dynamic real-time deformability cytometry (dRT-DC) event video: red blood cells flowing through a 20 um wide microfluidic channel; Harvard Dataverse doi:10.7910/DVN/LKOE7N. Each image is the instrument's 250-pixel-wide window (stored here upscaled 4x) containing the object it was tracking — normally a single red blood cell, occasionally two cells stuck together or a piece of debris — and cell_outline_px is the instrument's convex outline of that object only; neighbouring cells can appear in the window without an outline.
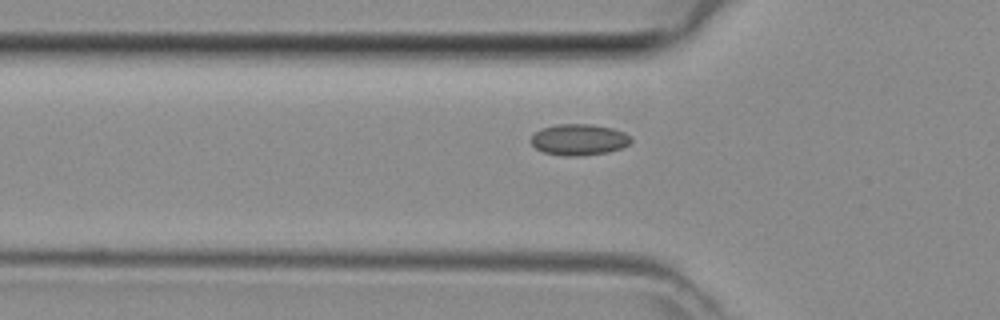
{"species": "common noctule bat (a hibernating species)", "species_latin": "Nyctalus noctula", "temperature_condition": "room temperature", "stored_images_in_passage": 28, "camera_frame_rate_fps": 3000, "um_per_image_px": 0.085, "animal": {"sex": "female", "body_mass_g": 29.2, "forearm_length_mm": 56.3}, "frame": {"image": 1, "passage_image": 2, "time_ms": 0.333, "image_size_px": [1000, 320], "cell_outline_px": [[632, 140], [628, 144], [620, 148], [608, 152], [580, 156], [564, 156], [544, 152], [536, 148], [532, 144], [532, 136], [536, 132], [544, 128], [556, 124], [592, 124], [612, 128], [624, 132], [632, 136]], "centroid_in_image_um": [49.24, 11.87], "position_along_channel_um": 76.6, "area_um2": 18.09}}
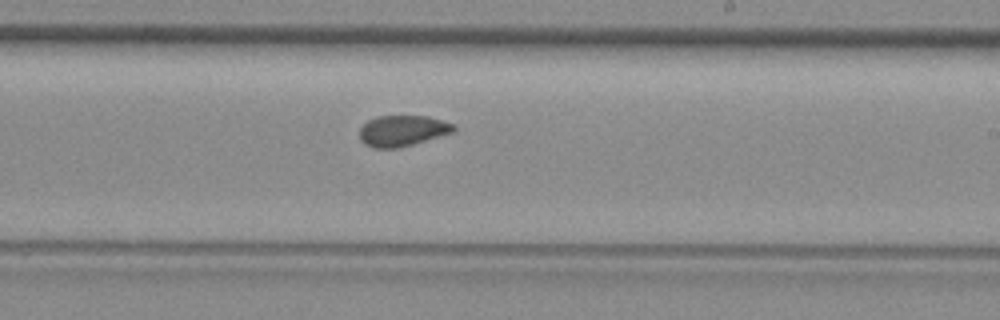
{"frame": {"image": 2, "passage_image": 14, "time_ms": 4.333, "image_size_px": [1000, 320], "cell_outline_px": [[456, 128], [452, 132], [400, 148], [372, 148], [364, 144], [360, 140], [360, 128], [368, 120], [376, 116], [428, 116], [456, 124]], "centroid_in_image_um": [34.19, 11.11], "position_along_channel_um": 254.8, "area_um2": 16.99}}
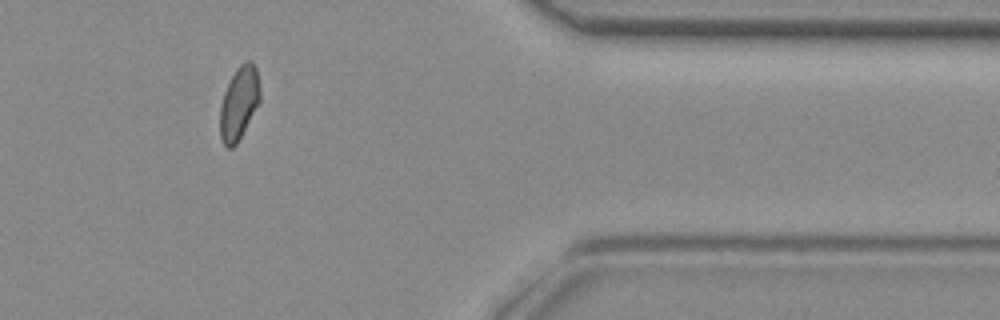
{"frame": {"image": 3, "passage_image": 25, "time_ms": 8.0, "image_size_px": [1000, 320], "cell_outline_px": [[260, 100], [236, 144], [232, 148], [228, 148], [224, 144], [220, 136], [220, 108], [224, 92], [236, 68], [240, 64], [248, 60], [252, 60], [256, 68], [260, 92]], "centroid_in_image_um": [20.31, 8.74], "position_along_channel_um": 391.1, "area_um2": 16.7}}